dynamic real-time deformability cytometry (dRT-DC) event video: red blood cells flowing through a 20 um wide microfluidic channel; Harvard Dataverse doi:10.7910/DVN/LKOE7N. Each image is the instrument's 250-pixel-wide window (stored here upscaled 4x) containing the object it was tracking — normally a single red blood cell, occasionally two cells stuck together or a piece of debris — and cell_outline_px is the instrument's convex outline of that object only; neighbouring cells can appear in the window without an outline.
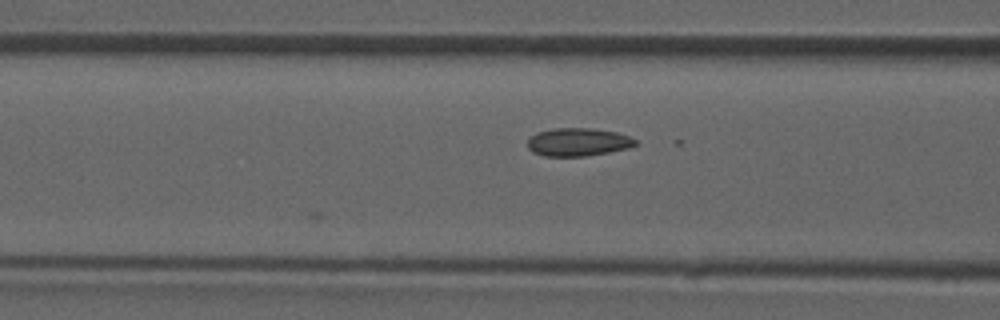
{"species": "common noctule bat (a hibernating species)", "species_latin": "Nyctalus noctula", "temperature_condition": "room temperature", "stored_images_in_passage": 4, "camera_frame_rate_fps": 3000, "um_per_image_px": 0.085, "animal": {"sex": "male", "forearm_length_mm": 52.5}, "frame": {"image": 1, "passage_image": 4, "time_ms": 1.0, "image_size_px": [1000, 320], "cell_outline_px": [[640, 144], [628, 148], [588, 156], [544, 156], [532, 152], [528, 148], [528, 140], [536, 132], [552, 128], [592, 128], [616, 132], [628, 136], [636, 140]], "centroid_in_image_um": [49.13, 12.07], "position_along_channel_um": 117.5, "area_um2": 17.74}}